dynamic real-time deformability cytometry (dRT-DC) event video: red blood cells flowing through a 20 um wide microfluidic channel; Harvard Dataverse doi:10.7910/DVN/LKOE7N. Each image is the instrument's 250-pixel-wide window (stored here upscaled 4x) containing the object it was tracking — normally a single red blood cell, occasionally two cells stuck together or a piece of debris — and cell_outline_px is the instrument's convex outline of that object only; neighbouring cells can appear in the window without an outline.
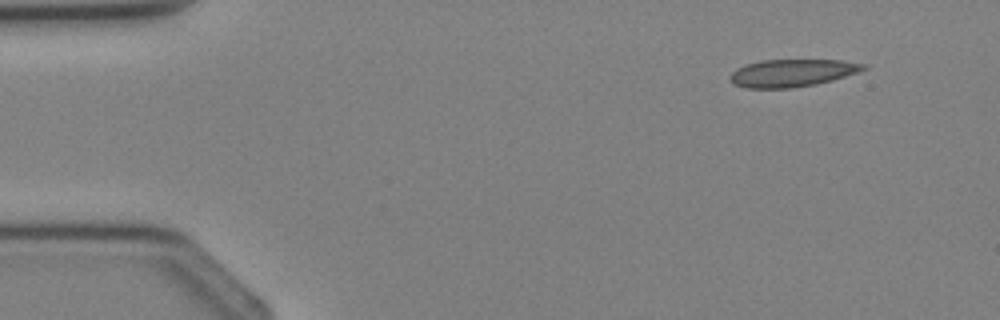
{"species": "Egyptian fruit bat (a non-hibernating species)", "species_latin": "Rousettus aegyptiacus", "temperature_condition": "cold", "stored_images_in_passage": 3, "camera_frame_rate_fps": 3000, "um_per_image_px": 0.085, "animal": {"sex": "female"}, "frame": {"image": 1, "passage_image": 1, "time_ms": 0.0, "image_size_px": [1000, 320], "cell_outline_px": [[868, 68], [860, 72], [832, 80], [816, 84], [792, 88], [744, 88], [732, 84], [728, 76], [736, 68], [744, 64], [760, 60], [840, 60], [868, 64]], "centroid_in_image_um": [67.32, 6.2], "position_along_channel_um": 17.7, "area_um2": 21.73}}
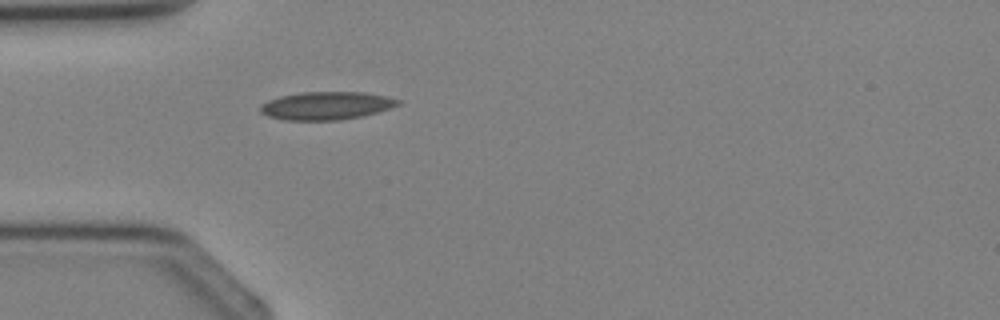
{"frame": {"image": 2, "passage_image": 3, "time_ms": 2.333, "image_size_px": [1000, 320], "cell_outline_px": [[400, 104], [392, 108], [364, 116], [340, 120], [284, 120], [268, 116], [260, 112], [260, 104], [268, 100], [280, 96], [300, 92], [364, 92], [388, 96], [400, 100]], "centroid_in_image_um": [27.76, 8.98], "position_along_channel_um": 57.2, "area_um2": 22.72}}